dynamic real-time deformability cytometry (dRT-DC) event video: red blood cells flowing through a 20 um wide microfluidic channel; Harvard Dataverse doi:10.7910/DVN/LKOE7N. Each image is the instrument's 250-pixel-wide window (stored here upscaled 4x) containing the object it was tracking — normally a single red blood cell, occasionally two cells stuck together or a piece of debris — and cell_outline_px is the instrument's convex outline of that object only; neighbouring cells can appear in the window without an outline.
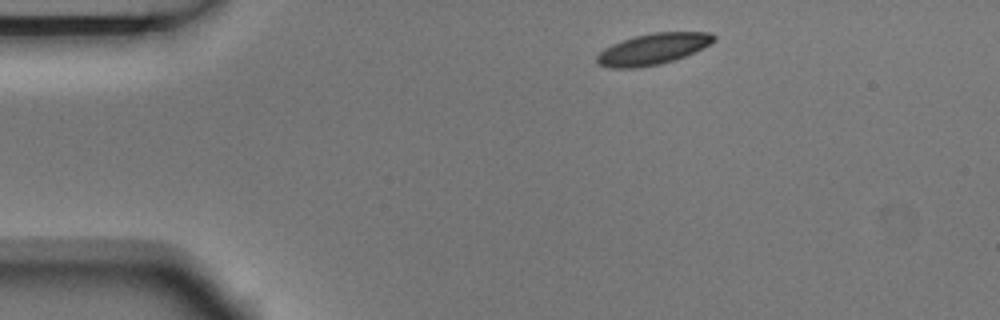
{"species": "Egyptian fruit bat (a non-hibernating species)", "species_latin": "Rousettus aegyptiacus", "temperature_condition": "room temperature", "stored_images_in_passage": 9, "camera_frame_rate_fps": 3000, "um_per_image_px": 0.085, "animal": {"sex": "male"}, "frame": {"image": 1, "passage_image": 1, "time_ms": 0.0, "image_size_px": [1000, 320], "cell_outline_px": [[716, 40], [676, 60], [660, 64], [636, 68], [612, 68], [600, 64], [596, 60], [596, 56], [604, 48], [612, 44], [636, 36], [652, 32], [708, 32], [716, 36]], "centroid_in_image_um": [55.48, 4.17], "position_along_channel_um": 29.5, "area_um2": 20.92}}
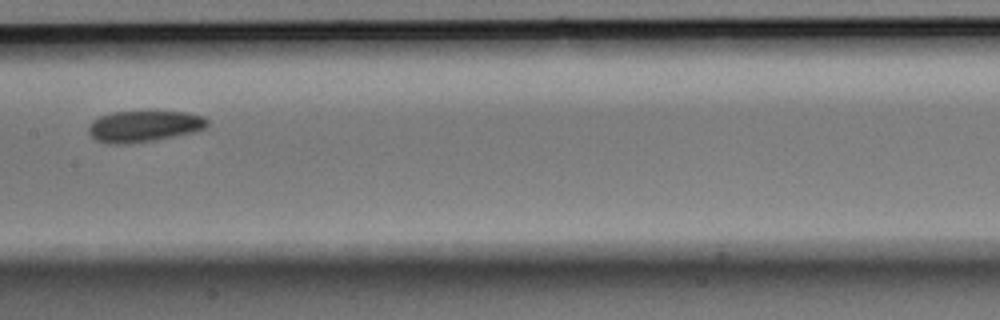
{"frame": {"image": 2, "passage_image": 6, "time_ms": 1.667, "image_size_px": [1000, 320], "cell_outline_px": [[208, 124], [204, 128], [192, 132], [156, 140], [124, 144], [108, 144], [96, 140], [88, 132], [88, 128], [92, 120], [100, 116], [112, 112], [152, 108], [156, 108], [188, 112], [204, 116], [208, 120]], "centroid_in_image_um": [12.25, 10.66], "position_along_channel_um": 195.1, "area_um2": 22.72}}
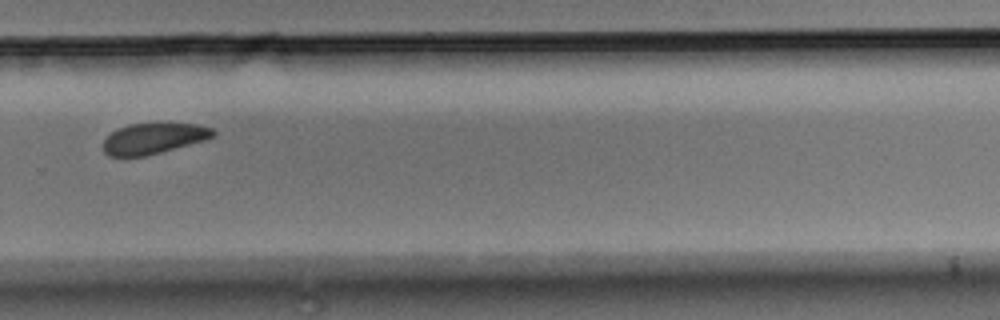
{"frame": {"image": 3, "passage_image": 9, "time_ms": 2.667, "image_size_px": [1000, 320], "cell_outline_px": [[216, 136], [208, 140], [144, 156], [108, 156], [104, 152], [104, 140], [116, 128], [128, 124], [200, 124], [212, 128], [216, 132]], "centroid_in_image_um": [13.1, 11.77], "position_along_channel_um": 316.7, "area_um2": 19.71}}